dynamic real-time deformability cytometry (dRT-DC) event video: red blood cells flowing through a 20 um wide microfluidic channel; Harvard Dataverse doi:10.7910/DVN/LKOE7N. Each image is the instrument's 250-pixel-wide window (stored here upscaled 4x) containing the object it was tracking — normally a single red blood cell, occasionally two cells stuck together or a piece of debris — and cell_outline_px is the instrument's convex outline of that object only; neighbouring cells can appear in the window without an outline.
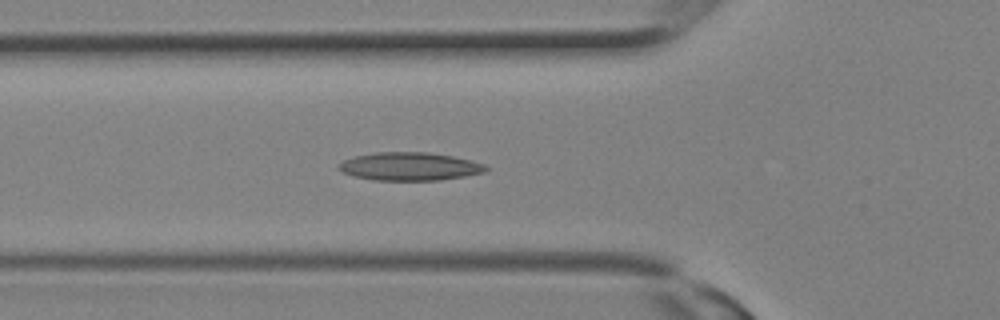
{"species": "Egyptian fruit bat (a non-hibernating species)", "species_latin": "Rousettus aegyptiacus", "temperature_condition": "room temperature", "stored_images_in_passage": 13, "camera_frame_rate_fps": 3000, "um_per_image_px": 0.085, "animal": {"sex": "female"}, "frame": {"image": 1, "passage_image": 11, "time_ms": 3.333, "image_size_px": [1000, 320], "cell_outline_px": [[488, 168], [484, 172], [464, 176], [440, 180], [372, 180], [352, 176], [336, 168], [344, 160], [356, 156], [376, 152], [428, 152], [452, 156], [472, 160], [484, 164]], "centroid_in_image_um": [34.82, 14.15], "position_along_channel_um": 91.0, "area_um2": 24.04}}
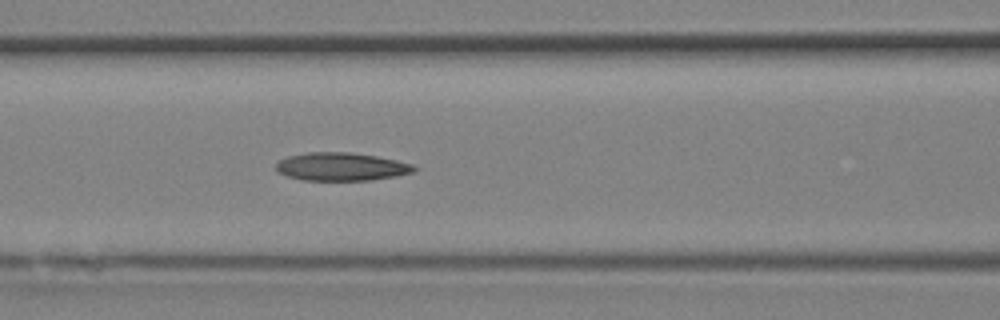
{"frame": {"image": 2, "passage_image": 13, "time_ms": 4.0, "image_size_px": [1000, 320], "cell_outline_px": [[420, 168], [416, 172], [396, 176], [372, 180], [304, 180], [288, 176], [276, 172], [276, 164], [280, 160], [288, 156], [308, 152], [348, 152], [376, 156], [396, 160], [412, 164]], "centroid_in_image_um": [29.05, 14.17], "position_along_channel_um": 137.6, "area_um2": 22.72}}